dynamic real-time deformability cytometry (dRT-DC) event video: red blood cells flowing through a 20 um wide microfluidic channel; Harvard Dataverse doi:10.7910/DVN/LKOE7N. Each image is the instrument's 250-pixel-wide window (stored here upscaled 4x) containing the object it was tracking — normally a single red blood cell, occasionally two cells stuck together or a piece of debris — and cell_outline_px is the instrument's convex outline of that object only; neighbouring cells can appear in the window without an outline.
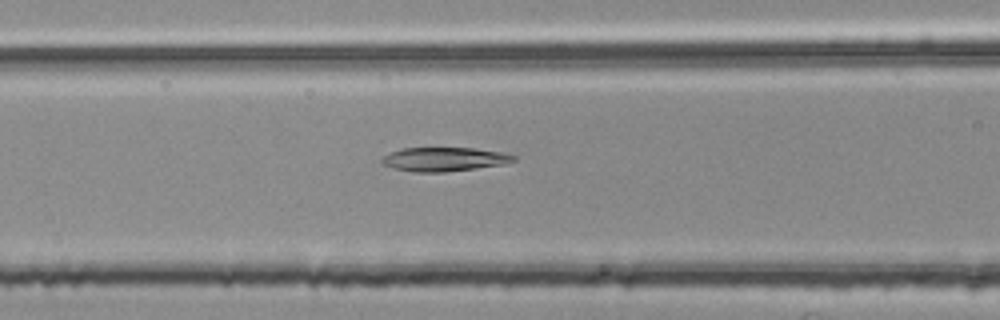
{"species": "common noctule bat (a hibernating species)", "species_latin": "Nyctalus noctula", "temperature_condition": "room temperature", "stored_images_in_passage": 43, "camera_frame_rate_fps": 3000, "um_per_image_px": 0.085, "animal": {"sex": "female", "body_mass_g": 25.1}, "frame": {"image": 1, "passage_image": 11, "time_ms": 3.333, "image_size_px": [1000, 320], "cell_outline_px": [[516, 160], [504, 164], [476, 168], [444, 172], [412, 172], [380, 164], [380, 160], [388, 152], [404, 148], [476, 148], [504, 152], [516, 156]], "centroid_in_image_um": [37.75, 13.53], "position_along_channel_um": 128.8, "area_um2": 18.5}}
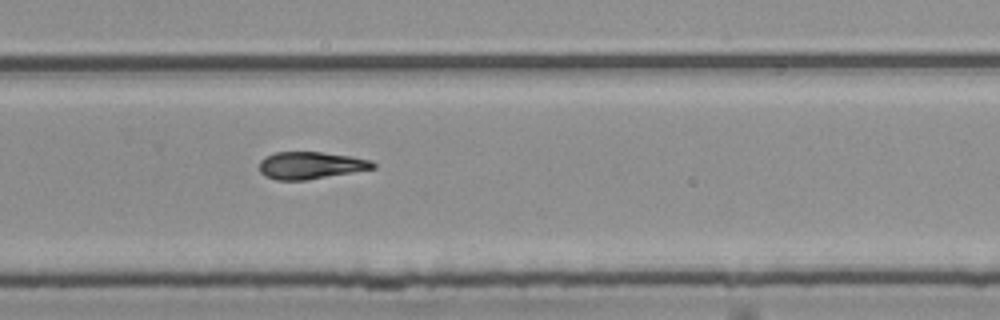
{"frame": {"image": 2, "passage_image": 25, "time_ms": 8.0, "image_size_px": [1000, 320], "cell_outline_px": [[376, 168], [308, 180], [276, 180], [264, 176], [260, 172], [260, 160], [264, 156], [276, 152], [320, 152], [352, 156], [372, 160], [376, 164]], "centroid_in_image_um": [26.41, 14.06], "position_along_channel_um": 303.4, "area_um2": 18.21}}
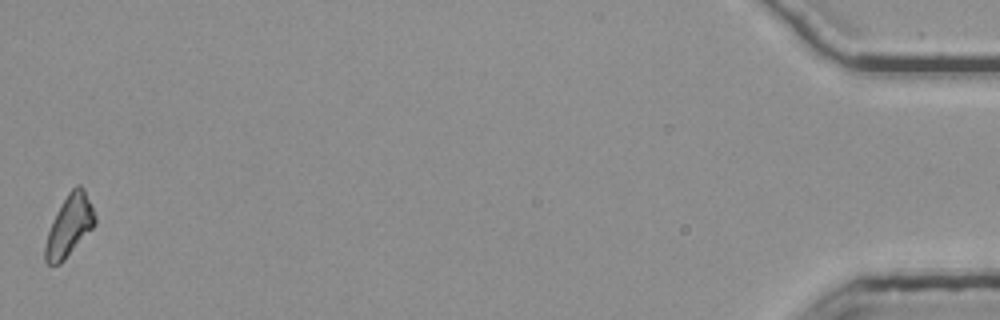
{"frame": {"image": 3, "passage_image": 43, "time_ms": 14.0, "image_size_px": [1000, 320], "cell_outline_px": [[96, 224], [64, 260], [60, 264], [48, 264], [44, 260], [44, 244], [52, 220], [56, 212], [68, 192], [76, 184], [80, 184], [84, 188], [96, 216]], "centroid_in_image_um": [5.88, 19.18], "position_along_channel_um": 429.3, "area_um2": 17.74}, "authors_computed_cell_mechanics": {"area_um2": 18.3804, "velocity_mm_per_s": 3.7611, "shape_relaxation_time_tau1_ms": null, "shape_relaxation_time_tau2_ms": 6.6345, "deformation_change_tau1": null, "deformation_change_tau2": 0.1547}}